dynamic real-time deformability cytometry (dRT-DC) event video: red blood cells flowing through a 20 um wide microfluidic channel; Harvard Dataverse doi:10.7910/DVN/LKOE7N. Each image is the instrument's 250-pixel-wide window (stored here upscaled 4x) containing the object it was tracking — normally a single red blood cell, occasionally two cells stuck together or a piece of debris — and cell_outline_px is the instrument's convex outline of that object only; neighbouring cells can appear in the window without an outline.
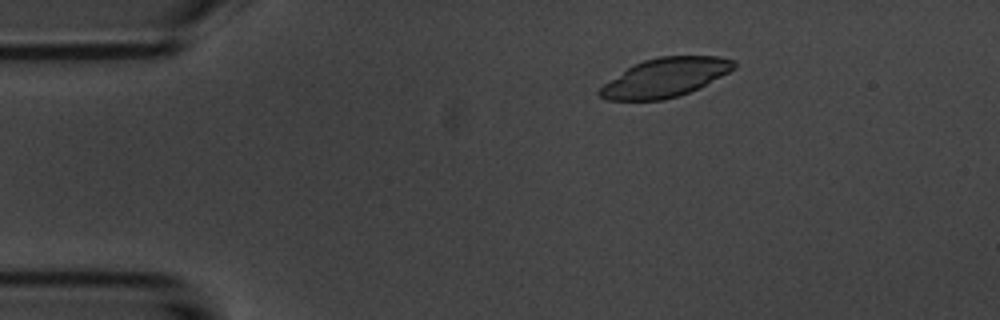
{"species": "common noctule bat (a hibernating species)", "species_latin": "Nyctalus noctula", "temperature_condition": "room temperature", "stored_images_in_passage": 4, "camera_frame_rate_fps": 3000, "um_per_image_px": 0.085, "animal": {"sex": "male", "body_mass_g": 20.1, "forearm_length_mm": 53.5}, "frame": {"image": 1, "passage_image": 4, "time_ms": 4.333, "image_size_px": [1000, 320], "cell_outline_px": [[736, 68], [700, 88], [664, 100], [608, 100], [600, 96], [596, 92], [604, 84], [632, 64], [644, 60], [660, 56], [720, 56], [732, 60], [736, 64]], "centroid_in_image_um": [56.54, 6.59], "position_along_channel_um": 28.5, "area_um2": 30.35}}